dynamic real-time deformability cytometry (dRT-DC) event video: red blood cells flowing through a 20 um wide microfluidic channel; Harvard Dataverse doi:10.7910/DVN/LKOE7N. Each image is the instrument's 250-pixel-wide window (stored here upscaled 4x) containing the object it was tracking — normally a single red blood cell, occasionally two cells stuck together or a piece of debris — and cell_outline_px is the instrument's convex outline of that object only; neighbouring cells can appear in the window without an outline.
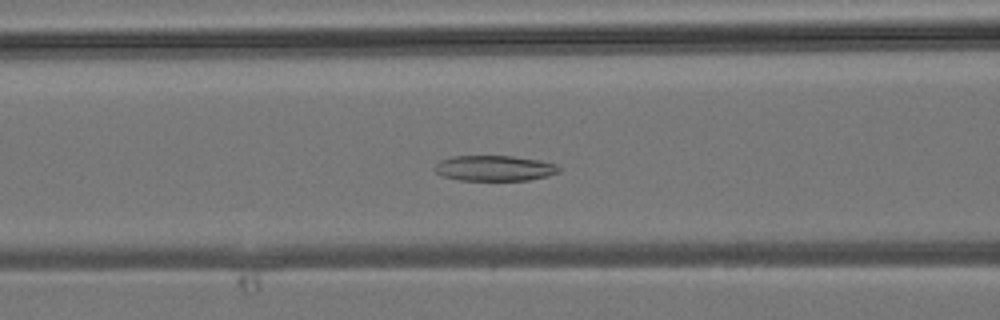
{"species": "common noctule bat (a hibernating species)", "species_latin": "Nyctalus noctula", "temperature_condition": "room temperature", "stored_images_in_passage": 45, "camera_frame_rate_fps": 3000, "um_per_image_px": 0.085, "animal": {"sex": "male", "body_mass_g": 19.2, "forearm_length_mm": 51.8}, "frame": {"image": 1, "passage_image": 20, "time_ms": 6.333, "image_size_px": [1000, 320], "cell_outline_px": [[560, 172], [548, 176], [528, 180], [460, 180], [444, 176], [436, 172], [432, 168], [440, 160], [452, 156], [512, 156], [540, 160], [556, 164], [560, 168]], "centroid_in_image_um": [42.04, 14.29], "position_along_channel_um": 124.6, "area_um2": 18.5}}
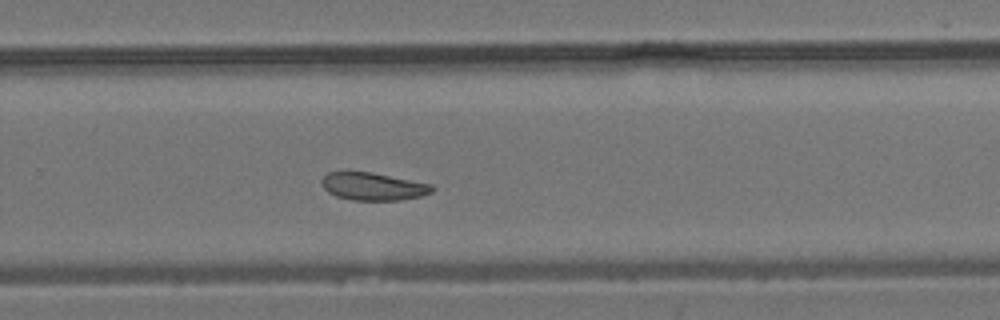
{"frame": {"image": 2, "passage_image": 31, "time_ms": 10.0, "image_size_px": [1000, 320], "cell_outline_px": [[436, 188], [432, 192], [420, 196], [400, 200], [352, 200], [336, 196], [328, 192], [320, 184], [320, 180], [328, 172], [372, 172], [432, 184]], "centroid_in_image_um": [31.71, 15.85], "position_along_channel_um": 298.1, "area_um2": 17.86}}
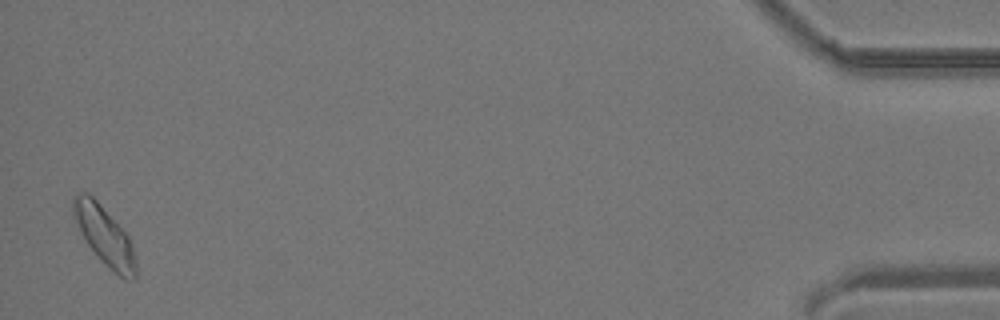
{"frame": {"image": 3, "passage_image": 45, "time_ms": 14.667, "image_size_px": [1000, 320], "cell_outline_px": [[136, 280], [124, 280], [100, 260], [88, 244], [80, 232], [72, 216], [72, 196], [76, 192], [88, 192], [96, 200], [128, 236], [132, 244], [136, 260]], "centroid_in_image_um": [8.86, 20.04], "position_along_channel_um": 426.3, "area_um2": 21.44}}